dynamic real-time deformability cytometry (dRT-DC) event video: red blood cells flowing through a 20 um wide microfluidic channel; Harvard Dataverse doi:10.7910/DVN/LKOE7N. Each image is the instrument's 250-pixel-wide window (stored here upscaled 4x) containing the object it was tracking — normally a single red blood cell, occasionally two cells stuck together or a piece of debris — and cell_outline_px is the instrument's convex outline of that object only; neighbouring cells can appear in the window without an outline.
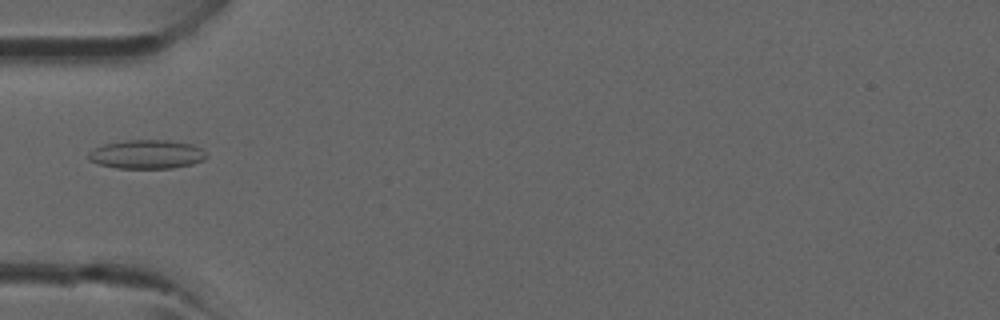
{"species": "common noctule bat (a hibernating species)", "species_latin": "Nyctalus noctula", "temperature_condition": "room temperature", "stored_images_in_passage": 1, "camera_frame_rate_fps": 3000, "um_per_image_px": 0.085, "animal": {"sex": "male", "forearm_length_mm": 52.5}, "frame": {"image": 1, "passage_image": 1, "time_ms": 0.0, "image_size_px": [1000, 320], "cell_outline_px": [[208, 156], [204, 160], [192, 164], [172, 168], [116, 168], [100, 164], [88, 160], [88, 152], [92, 148], [104, 144], [128, 140], [168, 140], [192, 144], [200, 148]], "centroid_in_image_um": [12.46, 13.11], "position_along_channel_um": 72.5, "area_um2": 19.88}}